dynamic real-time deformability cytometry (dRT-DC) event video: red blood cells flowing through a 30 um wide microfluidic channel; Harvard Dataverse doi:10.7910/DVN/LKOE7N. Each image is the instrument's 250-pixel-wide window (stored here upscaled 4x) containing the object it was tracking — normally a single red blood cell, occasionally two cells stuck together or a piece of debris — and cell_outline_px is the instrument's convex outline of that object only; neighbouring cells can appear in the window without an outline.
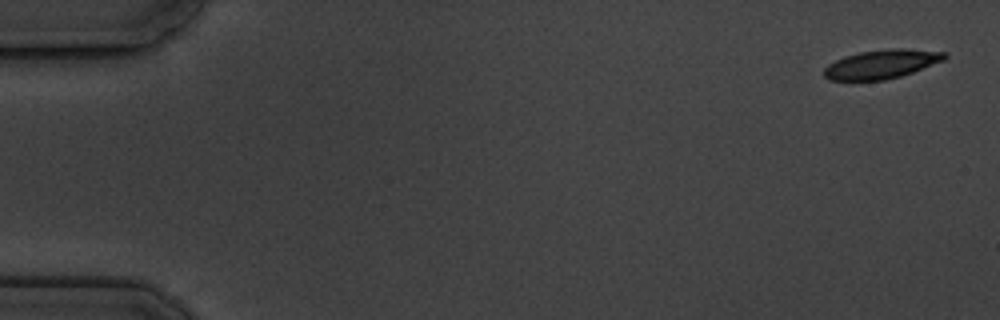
{"species": "common noctule bat (a hibernating species)", "species_latin": "Nyctalus noctula", "temperature_condition": "cold", "stored_images_in_passage": 9, "camera_frame_rate_fps": 3000, "um_per_image_px": 0.085, "animal": {"sex": "male", "body_mass_g": 19.5, "forearm_length_mm": 54.6}, "frame": {"image": 1, "passage_image": 1, "time_ms": 0.0, "image_size_px": [1000, 320], "cell_outline_px": [[948, 56], [944, 60], [912, 72], [900, 76], [884, 80], [828, 80], [824, 76], [824, 68], [828, 64], [844, 56], [860, 52], [888, 48], [900, 48], [944, 52]], "centroid_in_image_um": [74.91, 5.45], "position_along_channel_um": 10.1, "area_um2": 20.17}}
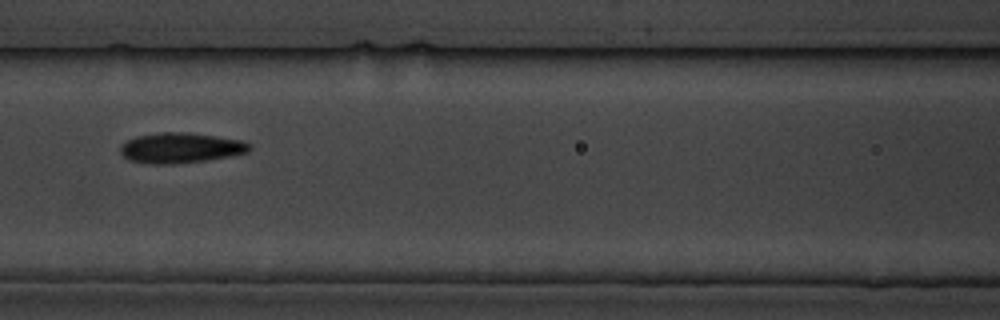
{"frame": {"image": 2, "passage_image": 8, "time_ms": 8.0, "image_size_px": [1000, 320], "cell_outline_px": [[252, 148], [248, 152], [228, 156], [204, 160], [168, 164], [152, 164], [128, 160], [120, 152], [120, 144], [136, 136], [160, 132], [188, 132], [244, 140], [252, 144]], "centroid_in_image_um": [15.36, 12.55], "position_along_channel_um": 151.2, "area_um2": 22.83}}
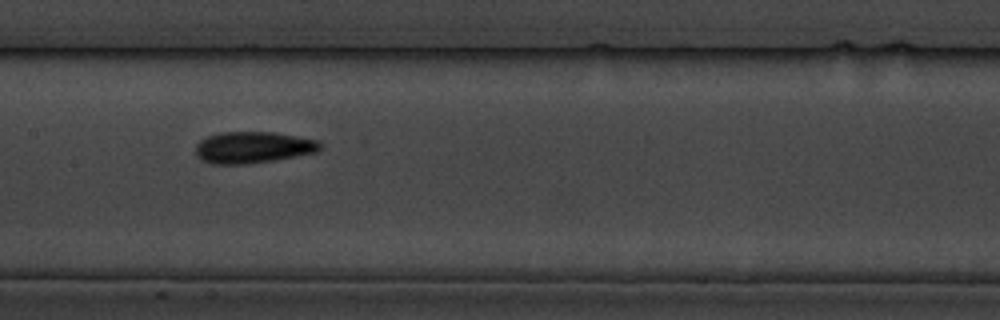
{"frame": {"image": 3, "passage_image": 9, "time_ms": 9.0, "image_size_px": [1000, 320], "cell_outline_px": [[324, 148], [316, 152], [272, 160], [248, 164], [212, 164], [200, 160], [196, 156], [196, 144], [200, 140], [208, 136], [220, 132], [272, 132], [320, 140], [324, 144]], "centroid_in_image_um": [21.52, 12.52], "position_along_channel_um": 185.9, "area_um2": 23.06}}